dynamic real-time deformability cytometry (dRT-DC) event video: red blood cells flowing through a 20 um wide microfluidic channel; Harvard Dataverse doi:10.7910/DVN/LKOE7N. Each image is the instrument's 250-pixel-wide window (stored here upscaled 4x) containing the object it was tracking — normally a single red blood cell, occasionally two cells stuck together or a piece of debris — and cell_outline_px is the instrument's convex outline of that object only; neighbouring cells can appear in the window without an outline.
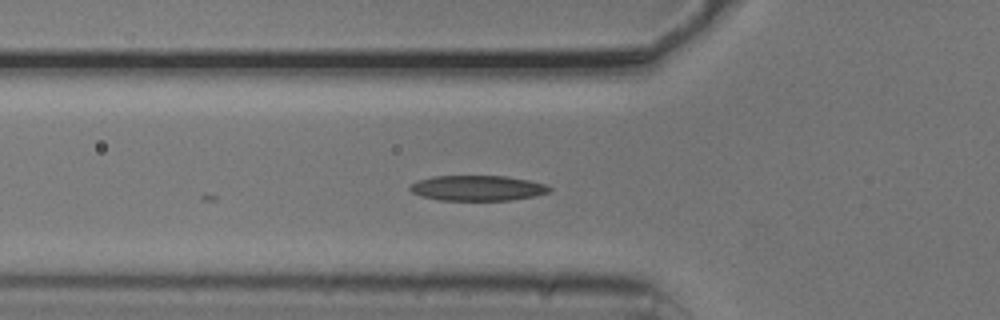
{"species": "common noctule bat (a hibernating species)", "species_latin": "Nyctalus noctula", "temperature_condition": "cold", "stored_images_in_passage": 9, "camera_frame_rate_fps": 3000, "um_per_image_px": 0.085, "animal": {"sex": "male", "body_mass_g": 20.5, "forearm_length_mm": 52.5}, "frame": {"image": 1, "passage_image": 2, "time_ms": 0.333, "image_size_px": [1000, 320], "cell_outline_px": [[552, 192], [536, 196], [512, 200], [440, 200], [420, 196], [412, 192], [408, 188], [416, 180], [432, 176], [508, 176], [548, 184], [552, 188]], "centroid_in_image_um": [40.63, 15.98], "position_along_channel_um": 85.2, "area_um2": 20.87}}
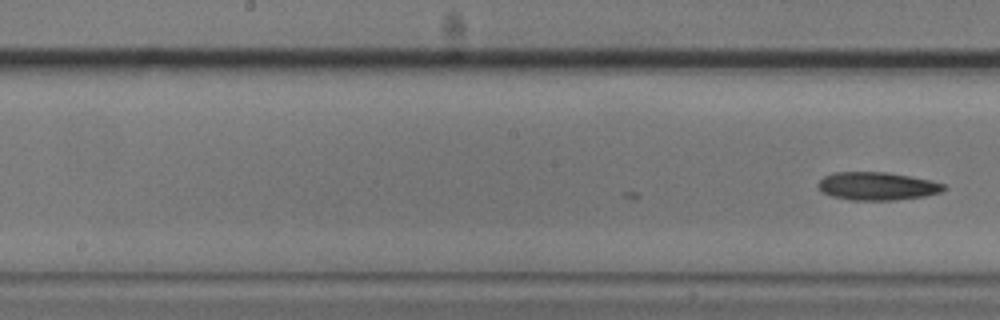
{"frame": {"image": 2, "passage_image": 9, "time_ms": 2.667, "image_size_px": [1000, 320], "cell_outline_px": [[948, 188], [940, 192], [924, 196], [896, 200], [852, 200], [832, 196], [824, 192], [816, 184], [824, 176], [836, 172], [888, 172], [928, 180], [944, 184]], "centroid_in_image_um": [74.56, 15.82], "position_along_channel_um": 173.6, "area_um2": 20.35}}